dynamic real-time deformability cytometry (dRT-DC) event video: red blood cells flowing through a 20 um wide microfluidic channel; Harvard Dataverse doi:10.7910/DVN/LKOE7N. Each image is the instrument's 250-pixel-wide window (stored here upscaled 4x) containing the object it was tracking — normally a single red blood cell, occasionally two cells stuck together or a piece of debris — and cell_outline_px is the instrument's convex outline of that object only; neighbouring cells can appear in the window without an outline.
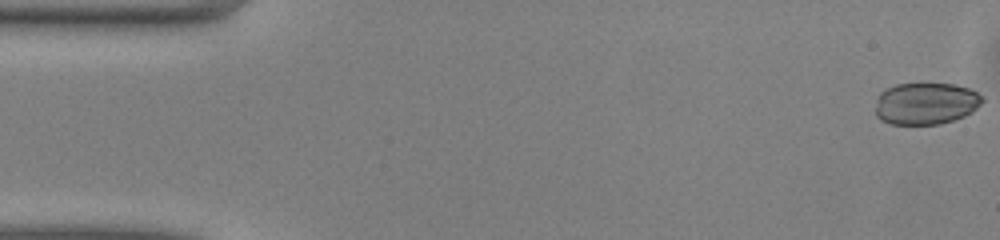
{"species": "common noctule bat (a hibernating species)", "species_latin": "Nyctalus noctula", "temperature_condition": "warm", "stored_images_in_passage": 50, "camera_frame_rate_fps": 3000, "um_per_image_px": 0.085, "animal": {"sex": "male", "body_mass_g": 13.0, "forearm_length_mm": 53.1}, "frame": {"image": 1, "passage_image": 1, "time_ms": 0.0, "image_size_px": [1000, 240], "cell_outline_px": [[984, 100], [972, 112], [964, 116], [940, 124], [888, 124], [880, 120], [876, 116], [876, 100], [880, 92], [884, 88], [896, 84], [956, 84], [968, 88], [984, 96]], "centroid_in_image_um": [78.67, 8.8], "position_along_channel_um": 6.3, "area_um2": 26.3}}
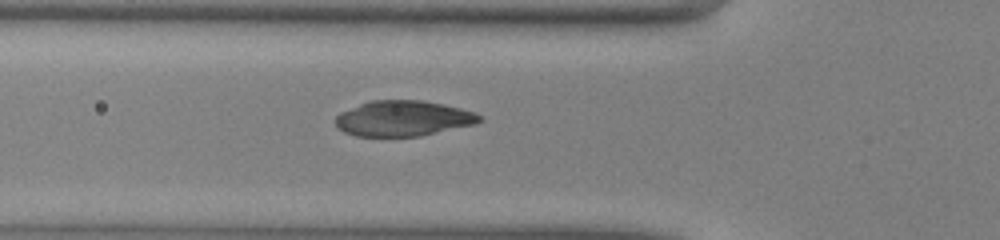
{"frame": {"image": 2, "passage_image": 17, "time_ms": 5.333, "image_size_px": [1000, 240], "cell_outline_px": [[484, 120], [476, 124], [420, 136], [356, 136], [344, 132], [336, 128], [336, 116], [340, 112], [360, 104], [372, 100], [420, 100], [444, 104], [460, 108], [472, 112], [480, 116]], "centroid_in_image_um": [34.26, 10.07], "position_along_channel_um": 91.5, "area_um2": 29.77}}
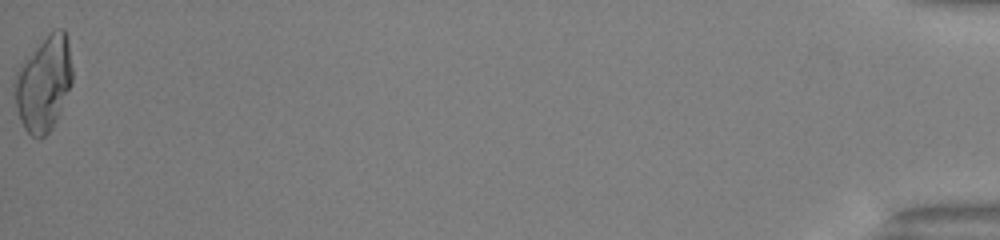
{"frame": {"image": 3, "passage_image": 50, "time_ms": 16.333, "image_size_px": [1000, 240], "cell_outline_px": [[72, 80], [56, 120], [52, 128], [44, 136], [32, 136], [24, 128], [20, 120], [16, 108], [16, 72], [20, 64], [48, 32], [56, 28], [64, 28], [68, 40], [72, 68]], "centroid_in_image_um": [3.73, 7.04], "position_along_channel_um": 431.5, "area_um2": 31.5}, "authors_computed_cell_mechanics": {"area_um2": 29.3046, "velocity_mm_per_s": 4.1028, "shape_relaxation_time_tau1_ms": null, "shape_relaxation_time_tau2_ms": 2.2334, "deformation_change_tau1": null, "deformation_change_tau2": 0.0292}}